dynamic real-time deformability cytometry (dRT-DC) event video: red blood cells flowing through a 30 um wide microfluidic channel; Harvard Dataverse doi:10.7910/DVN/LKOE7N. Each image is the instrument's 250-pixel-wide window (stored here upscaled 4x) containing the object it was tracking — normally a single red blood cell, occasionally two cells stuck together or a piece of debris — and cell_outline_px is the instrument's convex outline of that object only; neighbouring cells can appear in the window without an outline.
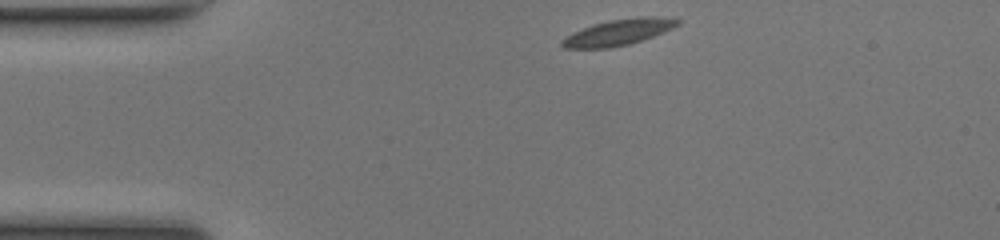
{"species": "common noctule bat (a hibernating species)", "species_latin": "Nyctalus noctula", "temperature_condition": "room temperature", "stored_images_in_passage": 41, "camera_frame_rate_fps": 3000, "um_per_image_px": 0.085, "animal": {"sex": "female", "body_mass_g": 17.0, "forearm_length_mm": 48.0}, "frame": {"image": 1, "passage_image": 1, "time_ms": 0.0, "image_size_px": [1000, 240], "cell_outline_px": [[680, 24], [672, 28], [652, 36], [628, 44], [608, 48], [564, 48], [560, 44], [560, 40], [584, 28], [596, 24], [612, 20], [640, 16], [648, 16], [680, 20]], "centroid_in_image_um": [52.55, 2.75], "position_along_channel_um": 32.4, "area_um2": 16.88}}
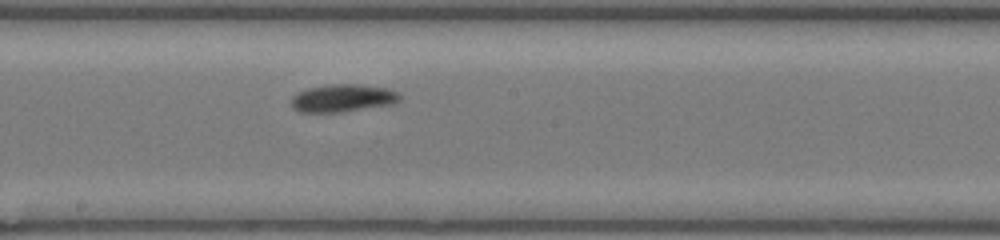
{"frame": {"image": 2, "passage_image": 18, "time_ms": 5.667, "image_size_px": [1000, 240], "cell_outline_px": [[400, 100], [392, 104], [340, 112], [300, 112], [292, 108], [292, 96], [296, 92], [308, 88], [328, 84], [356, 84], [384, 88], [396, 92], [400, 96]], "centroid_in_image_um": [29.07, 8.34], "position_along_channel_um": 219.1, "area_um2": 17.34}}
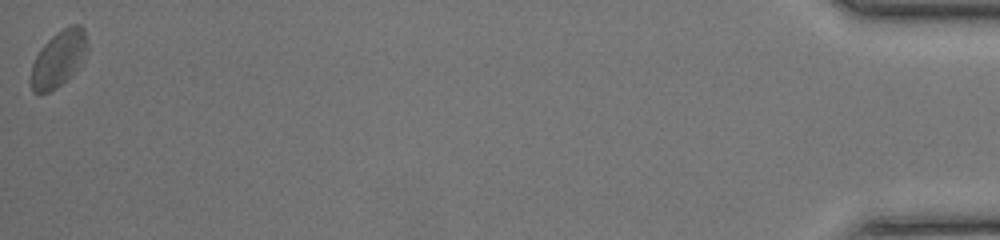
{"frame": {"image": 3, "passage_image": 41, "time_ms": 13.333, "image_size_px": [1000, 240], "cell_outline_px": [[88, 48], [76, 68], [56, 88], [48, 92], [32, 92], [28, 80], [32, 64], [40, 48], [56, 32], [72, 24], [80, 24], [84, 28], [88, 44]], "centroid_in_image_um": [4.93, 4.97], "position_along_channel_um": 430.3, "area_um2": 18.26}, "authors_computed_cell_mechanics": {"area_um2": 16.7042, "velocity_mm_per_s": 4.131, "shape_relaxation_time_tau1_ms": 2.8855, "shape_relaxation_time_tau2_ms": 2.7933, "deformation_change_tau1": 0.0809, "deformation_change_tau2": 0.0351}}